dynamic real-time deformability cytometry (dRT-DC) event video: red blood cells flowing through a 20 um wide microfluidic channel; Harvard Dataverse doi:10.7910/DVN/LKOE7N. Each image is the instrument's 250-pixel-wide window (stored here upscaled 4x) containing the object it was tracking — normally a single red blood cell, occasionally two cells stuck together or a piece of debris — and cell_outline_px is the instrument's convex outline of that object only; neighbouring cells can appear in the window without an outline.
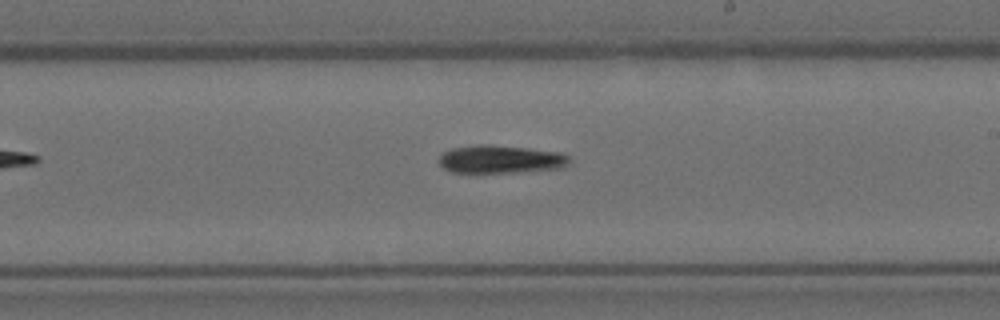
{"species": "Egyptian fruit bat (a non-hibernating species)", "species_latin": "Rousettus aegyptiacus", "temperature_condition": "room temperature", "stored_images_in_passage": 7, "camera_frame_rate_fps": 3000, "um_per_image_px": 0.085, "animal": {"sex": "female"}, "frame": {"image": 1, "passage_image": 7, "time_ms": 2.0, "image_size_px": [1000, 320], "cell_outline_px": [[568, 160], [560, 168], [512, 172], [452, 172], [444, 168], [440, 164], [440, 156], [444, 152], [452, 148], [476, 144], [484, 144], [524, 148], [560, 152], [568, 156]], "centroid_in_image_um": [42.48, 13.53], "position_along_channel_um": 246.5, "area_um2": 20.75}}